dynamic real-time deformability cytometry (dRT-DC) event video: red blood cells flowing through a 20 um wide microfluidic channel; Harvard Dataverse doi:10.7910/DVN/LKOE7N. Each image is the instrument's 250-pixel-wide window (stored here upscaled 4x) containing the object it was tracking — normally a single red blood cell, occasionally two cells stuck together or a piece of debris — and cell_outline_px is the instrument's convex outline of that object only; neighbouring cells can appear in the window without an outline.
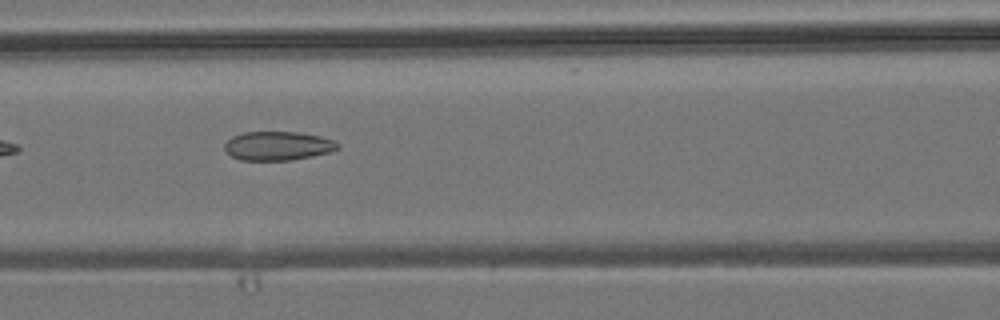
{"species": "common noctule bat (a hibernating species)", "species_latin": "Nyctalus noctula", "temperature_condition": "room temperature", "stored_images_in_passage": 11, "camera_frame_rate_fps": 3000, "um_per_image_px": 0.085, "animal": {"sex": "male", "body_mass_g": 19.2, "forearm_length_mm": 51.8}, "frame": {"image": 1, "passage_image": 7, "time_ms": 7.0, "image_size_px": [1000, 320], "cell_outline_px": [[340, 148], [332, 152], [292, 160], [240, 160], [232, 156], [224, 148], [224, 144], [232, 136], [244, 132], [300, 132], [320, 136], [336, 140], [340, 144]], "centroid_in_image_um": [23.67, 12.39], "position_along_channel_um": 142.9, "area_um2": 19.25}}
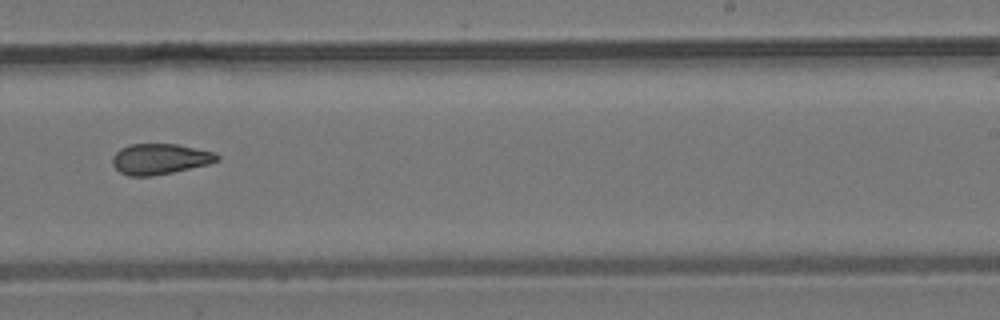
{"frame": {"image": 2, "passage_image": 10, "time_ms": 10.333, "image_size_px": [1000, 320], "cell_outline_px": [[220, 160], [208, 164], [172, 172], [152, 176], [128, 176], [120, 172], [112, 164], [112, 156], [120, 148], [128, 144], [176, 144], [216, 152], [220, 156]], "centroid_in_image_um": [13.59, 13.51], "position_along_channel_um": 275.4, "area_um2": 18.79}}
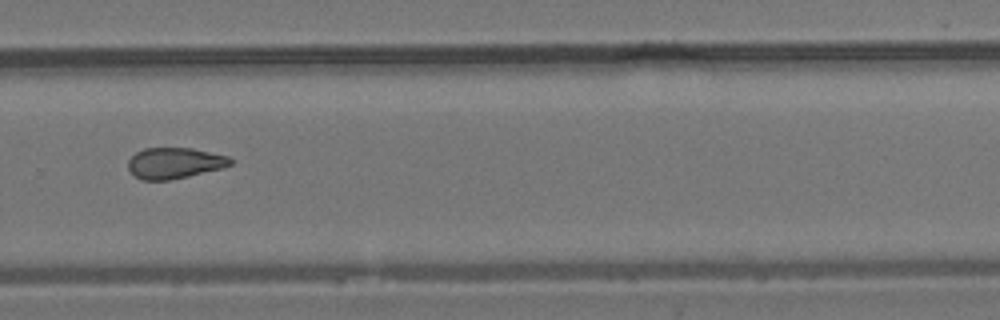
{"frame": {"image": 3, "passage_image": 11, "time_ms": 11.333, "image_size_px": [1000, 320], "cell_outline_px": [[232, 164], [220, 168], [188, 176], [168, 180], [140, 180], [128, 168], [128, 160], [136, 152], [144, 148], [192, 148], [228, 156], [232, 160]], "centroid_in_image_um": [14.81, 13.85], "position_along_channel_um": 315.0, "area_um2": 18.26}}